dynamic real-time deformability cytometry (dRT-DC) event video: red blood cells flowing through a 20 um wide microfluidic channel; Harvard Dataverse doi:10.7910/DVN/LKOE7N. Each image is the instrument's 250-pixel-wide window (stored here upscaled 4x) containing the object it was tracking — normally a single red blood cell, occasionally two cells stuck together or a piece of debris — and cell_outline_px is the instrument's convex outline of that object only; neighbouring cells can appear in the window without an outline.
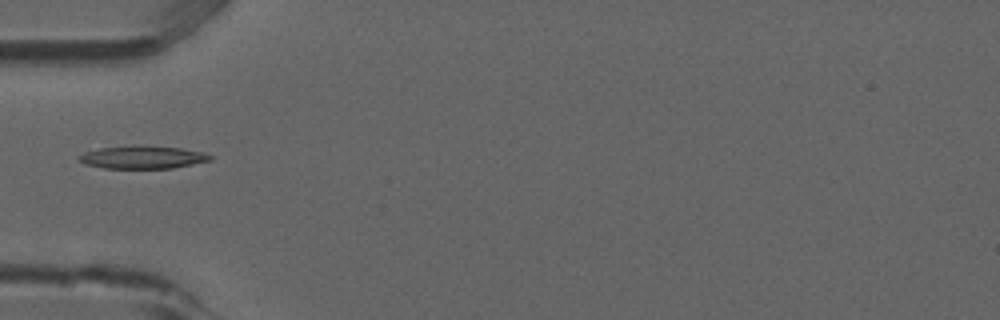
{"species": "common noctule bat (a hibernating species)", "species_latin": "Nyctalus noctula", "temperature_condition": "room temperature", "stored_images_in_passage": 2, "camera_frame_rate_fps": 3000, "um_per_image_px": 0.085, "animal": {"sex": "male", "forearm_length_mm": 52.5}, "frame": {"image": 1, "passage_image": 2, "time_ms": 0.333, "image_size_px": [1000, 320], "cell_outline_px": [[212, 160], [172, 168], [104, 168], [84, 164], [76, 156], [84, 152], [100, 148], [132, 144], [180, 148], [204, 152], [212, 156]], "centroid_in_image_um": [12.09, 13.35], "position_along_channel_um": 72.9, "area_um2": 17.63}}